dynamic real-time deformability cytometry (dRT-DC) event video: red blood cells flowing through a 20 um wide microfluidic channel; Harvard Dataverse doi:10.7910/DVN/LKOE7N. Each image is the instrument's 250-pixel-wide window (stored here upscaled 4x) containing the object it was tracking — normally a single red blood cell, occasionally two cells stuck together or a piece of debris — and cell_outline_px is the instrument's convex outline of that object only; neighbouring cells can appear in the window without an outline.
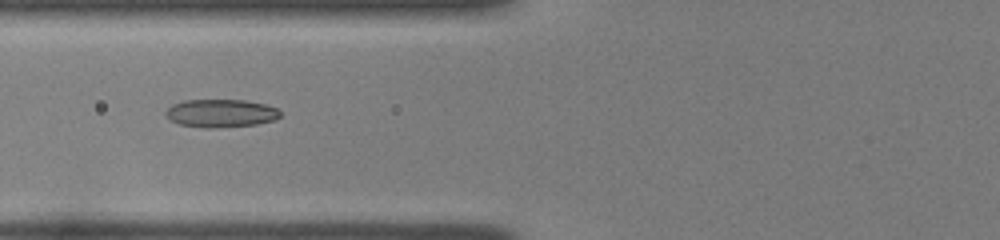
{"species": "common noctule bat (a hibernating species)", "species_latin": "Nyctalus noctula", "temperature_condition": "room temperature", "stored_images_in_passage": 38, "camera_frame_rate_fps": 3000, "um_per_image_px": 0.085, "animal": {"sex": "female", "body_mass_g": 22.0, "forearm_length_mm": 56.7}, "frame": {"image": 1, "passage_image": 9, "time_ms": 2.667, "image_size_px": [1000, 240], "cell_outline_px": [[280, 116], [276, 120], [256, 124], [216, 128], [204, 128], [180, 124], [172, 120], [164, 112], [172, 104], [184, 100], [244, 100], [264, 104], [276, 108], [280, 112]], "centroid_in_image_um": [18.78, 9.62], "position_along_channel_um": 107.0, "area_um2": 18.61}}
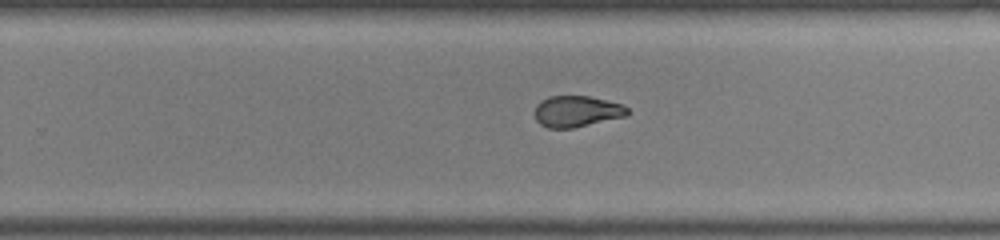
{"frame": {"image": 2, "passage_image": 22, "time_ms": 7.0, "image_size_px": [1000, 240], "cell_outline_px": [[628, 112], [624, 116], [572, 128], [548, 128], [540, 124], [536, 120], [536, 104], [540, 100], [548, 96], [588, 96], [624, 104], [628, 108]], "centroid_in_image_um": [49.0, 9.45], "position_along_channel_um": 280.8, "area_um2": 16.7}}
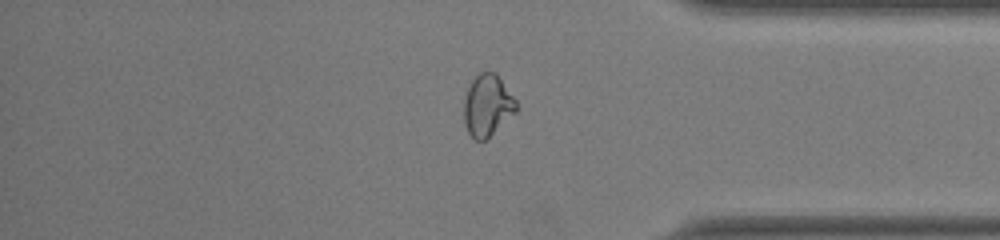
{"frame": {"image": 3, "passage_image": 31, "time_ms": 10.0, "image_size_px": [1000, 240], "cell_outline_px": [[516, 112], [484, 140], [476, 140], [468, 132], [464, 120], [464, 100], [468, 88], [472, 80], [480, 72], [496, 72], [516, 100]], "centroid_in_image_um": [41.43, 8.93], "position_along_channel_um": 393.8, "area_um2": 18.44}, "authors_computed_cell_mechanics": {"area_um2": 18.0047, "velocity_mm_per_s": 4.0186, "shape_relaxation_time_tau1_ms": null, "shape_relaxation_time_tau2_ms": 1.3317, "deformation_change_tau1": null, "deformation_change_tau2": 0.0714}}